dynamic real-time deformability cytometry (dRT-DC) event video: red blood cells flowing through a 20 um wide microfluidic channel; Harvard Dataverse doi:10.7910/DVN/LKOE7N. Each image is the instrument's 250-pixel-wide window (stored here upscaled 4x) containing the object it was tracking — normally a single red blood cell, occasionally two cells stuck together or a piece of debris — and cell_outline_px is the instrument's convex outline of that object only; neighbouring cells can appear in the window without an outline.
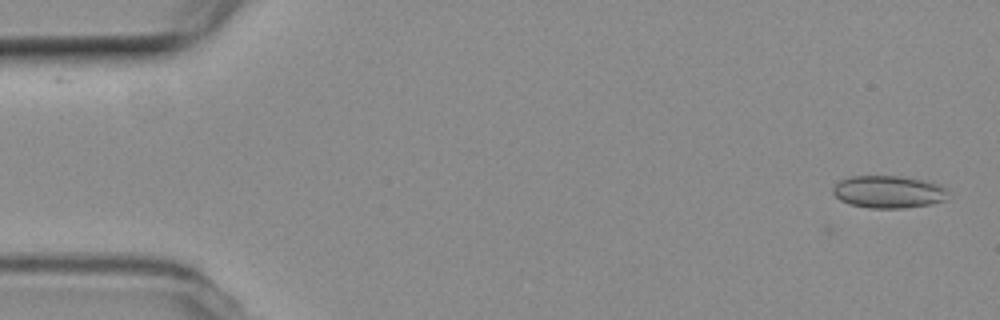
{"species": "common noctule bat (a hibernating species)", "species_latin": "Nyctalus noctula", "temperature_condition": "room temperature", "stored_images_in_passage": 54, "segment_of_instrument_passage": [1, 2], "camera_frame_rate_fps": 3000, "um_per_image_px": 0.085, "animal": {"sex": "female", "body_mass_g": 19.3, "forearm_length_mm": 54.1}, "frame": {"image": 1, "passage_image": 1, "time_ms": 0.0, "image_size_px": [1000, 320], "cell_outline_px": [[944, 200], [932, 204], [904, 208], [868, 208], [848, 204], [840, 200], [832, 192], [832, 188], [840, 180], [852, 176], [900, 176], [924, 180], [936, 184], [944, 188]], "centroid_in_image_um": [75.44, 16.31], "position_along_channel_um": 9.6, "area_um2": 21.56}}
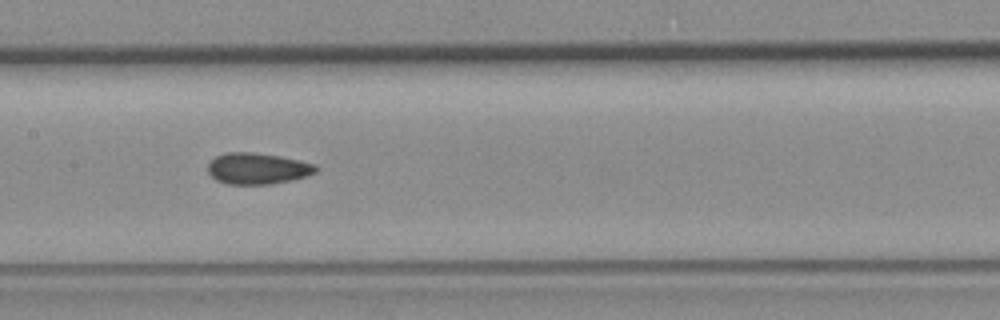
{"frame": {"image": 2, "passage_image": 25, "time_ms": 8.0, "image_size_px": [1000, 320], "cell_outline_px": [[320, 168], [316, 172], [292, 180], [268, 184], [228, 184], [216, 180], [208, 172], [208, 164], [216, 156], [224, 152], [252, 152], [280, 156], [316, 164]], "centroid_in_image_um": [21.89, 14.32], "position_along_channel_um": 185.5, "area_um2": 19.65}}
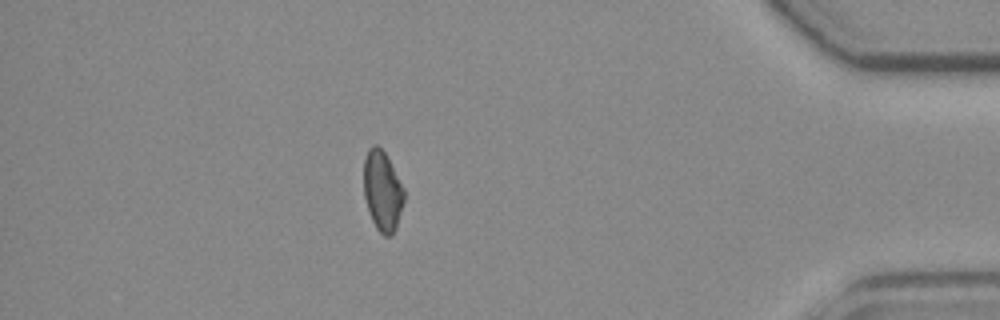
{"frame": {"image": 3, "passage_image": 46, "time_ms": 15.0, "image_size_px": [1000, 320], "cell_outline_px": [[404, 200], [396, 228], [392, 236], [384, 236], [376, 228], [372, 220], [364, 196], [364, 160], [368, 148], [372, 144], [376, 144], [384, 152], [404, 188]], "centroid_in_image_um": [32.5, 16.23], "position_along_channel_um": 402.7, "area_um2": 18.67}}